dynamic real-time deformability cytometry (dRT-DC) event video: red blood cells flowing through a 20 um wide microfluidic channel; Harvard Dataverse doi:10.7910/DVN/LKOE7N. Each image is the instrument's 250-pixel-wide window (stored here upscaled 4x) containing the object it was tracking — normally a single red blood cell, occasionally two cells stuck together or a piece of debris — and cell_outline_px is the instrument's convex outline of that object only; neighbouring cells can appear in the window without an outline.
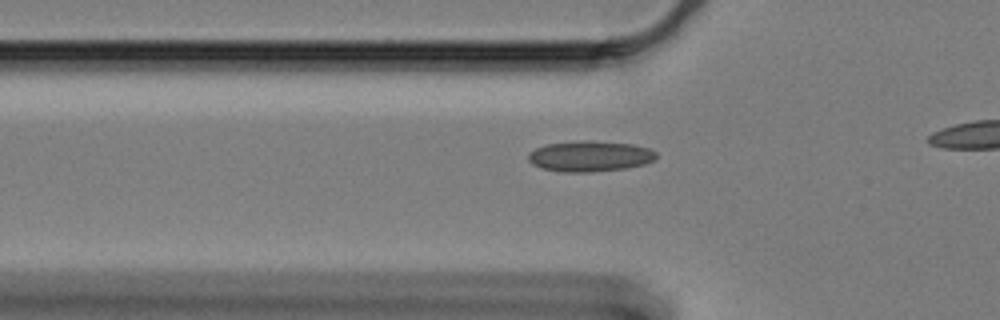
{"species": "Egyptian fruit bat (a non-hibernating species)", "species_latin": "Rousettus aegyptiacus", "temperature_condition": "cold", "stored_images_in_passage": 18, "camera_frame_rate_fps": 3000, "um_per_image_px": 0.085, "animal": {"sex": "female"}, "frame": {"image": 1, "passage_image": 4, "time_ms": 1.0, "image_size_px": [1000, 320], "cell_outline_px": [[656, 156], [652, 160], [644, 164], [624, 168], [592, 172], [560, 172], [540, 168], [532, 164], [528, 160], [528, 152], [536, 148], [548, 144], [584, 140], [588, 140], [632, 144], [648, 148], [656, 152]], "centroid_in_image_um": [50.09, 13.28], "position_along_channel_um": 75.7, "area_um2": 22.83}}
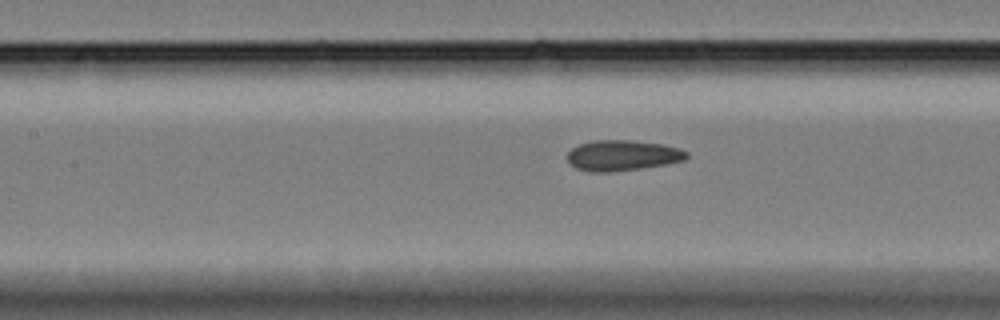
{"frame": {"image": 2, "passage_image": 11, "time_ms": 3.333, "image_size_px": [1000, 320], "cell_outline_px": [[688, 156], [684, 160], [664, 164], [640, 168], [608, 172], [592, 172], [576, 168], [568, 160], [568, 152], [572, 148], [580, 144], [592, 140], [632, 140], [664, 144], [680, 148], [688, 152]], "centroid_in_image_um": [52.92, 13.19], "position_along_channel_um": 154.5, "area_um2": 21.15}}
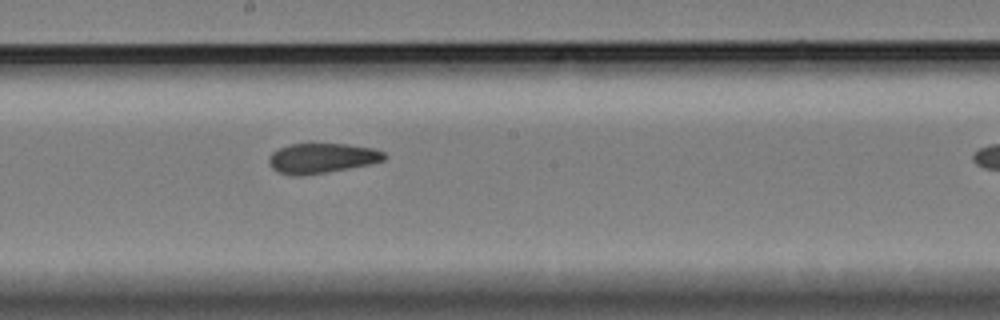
{"frame": {"image": 3, "passage_image": 17, "time_ms": 5.333, "image_size_px": [1000, 320], "cell_outline_px": [[388, 156], [384, 160], [372, 164], [328, 172], [300, 176], [296, 176], [276, 172], [268, 164], [268, 156], [272, 152], [280, 148], [292, 144], [348, 144], [376, 148], [384, 152]], "centroid_in_image_um": [27.38, 13.45], "position_along_channel_um": 220.8, "area_um2": 20.46}}